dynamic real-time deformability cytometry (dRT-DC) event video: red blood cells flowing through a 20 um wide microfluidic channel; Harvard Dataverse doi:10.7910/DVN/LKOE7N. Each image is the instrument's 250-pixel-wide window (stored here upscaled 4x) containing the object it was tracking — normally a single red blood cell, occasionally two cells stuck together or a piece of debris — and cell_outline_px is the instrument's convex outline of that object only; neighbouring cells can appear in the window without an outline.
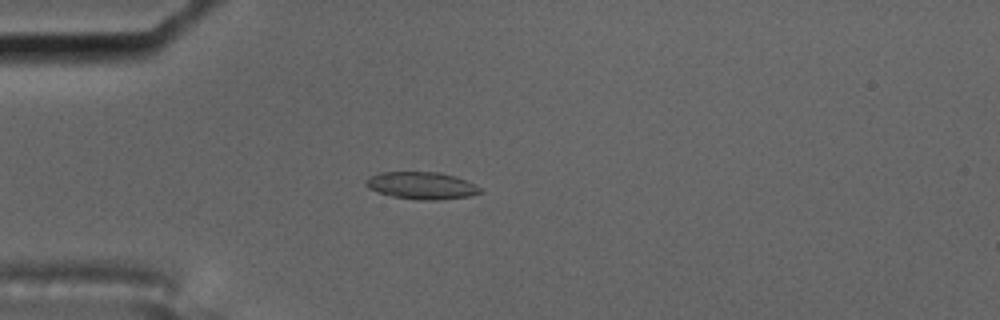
{"species": "common noctule bat (a hibernating species)", "species_latin": "Nyctalus noctula", "temperature_condition": "cold", "stored_images_in_passage": 52, "camera_frame_rate_fps": 3000, "um_per_image_px": 0.085, "animal": {"sex": "male", "body_mass_g": 17.5, "forearm_length_mm": 52.3}, "frame": {"image": 1, "passage_image": 10, "time_ms": 3.0, "image_size_px": [1000, 320], "cell_outline_px": [[484, 192], [472, 196], [436, 200], [416, 200], [392, 196], [376, 192], [368, 188], [364, 184], [368, 176], [380, 172], [440, 172], [464, 180], [480, 188]], "centroid_in_image_um": [35.79, 15.78], "position_along_channel_um": 49.2, "area_um2": 18.21}}
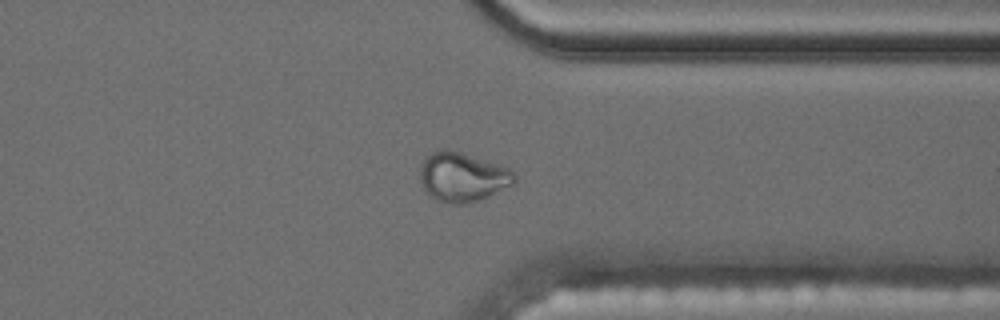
{"frame": {"image": 2, "passage_image": 39, "time_ms": 12.667, "image_size_px": [1000, 320], "cell_outline_px": [[516, 180], [512, 184], [488, 196], [464, 204], [452, 204], [436, 200], [424, 188], [420, 180], [420, 164], [432, 152], [440, 148], [448, 148], [508, 168], [516, 176]], "centroid_in_image_um": [39.27, 15.03], "position_along_channel_um": 372.1, "area_um2": 26.7}}
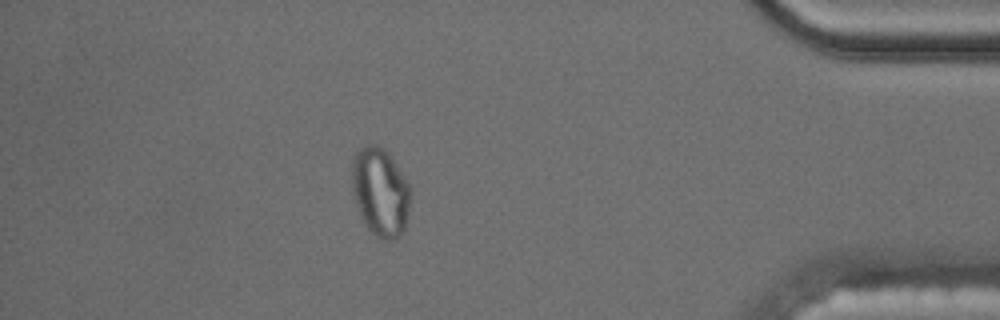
{"frame": {"image": 3, "passage_image": 45, "time_ms": 14.667, "image_size_px": [1000, 320], "cell_outline_px": [[412, 192], [404, 232], [400, 236], [392, 240], [384, 240], [372, 232], [364, 224], [356, 204], [352, 192], [352, 156], [356, 148], [364, 144], [376, 144], [384, 148], [388, 152], [404, 176]], "centroid_in_image_um": [32.31, 16.28], "position_along_channel_um": 402.9, "area_um2": 30.69}, "authors_computed_cell_mechanics": {"area_um2": 17.7157, "velocity_mm_per_s": 3.4947, "shape_relaxation_time_tau1_ms": null, "shape_relaxation_time_tau2_ms": 1.7409, "deformation_change_tau1": null, "deformation_change_tau2": 0.0555}}